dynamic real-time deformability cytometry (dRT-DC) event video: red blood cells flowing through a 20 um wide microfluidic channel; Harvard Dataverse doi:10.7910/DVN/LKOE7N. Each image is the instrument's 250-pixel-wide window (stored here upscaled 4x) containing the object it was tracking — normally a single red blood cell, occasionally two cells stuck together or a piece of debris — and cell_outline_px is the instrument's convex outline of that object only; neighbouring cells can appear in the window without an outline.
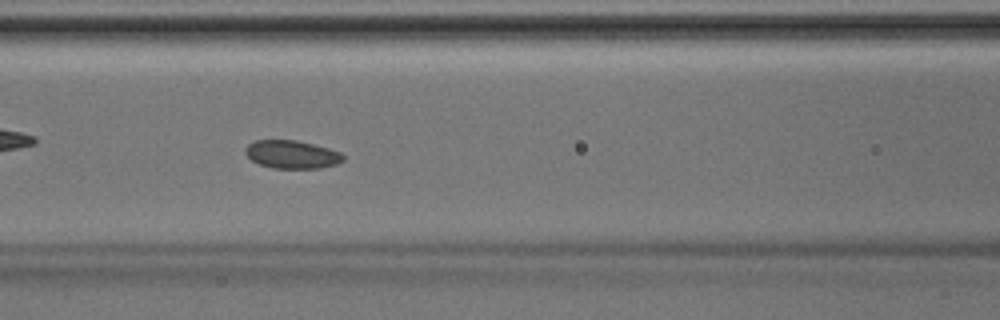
{"species": "Egyptian fruit bat (a non-hibernating species)", "species_latin": "Rousettus aegyptiacus", "temperature_condition": "room temperature", "stored_images_in_passage": 44, "camera_frame_rate_fps": 3000, "um_per_image_px": 0.085, "animal": {"sex": "male"}, "frame": {"image": 1, "passage_image": 19, "time_ms": 6.0, "image_size_px": [1000, 320], "cell_outline_px": [[344, 160], [336, 164], [320, 168], [272, 168], [260, 164], [252, 160], [244, 152], [244, 148], [248, 144], [256, 140], [296, 140], [328, 148], [340, 152], [344, 156]], "centroid_in_image_um": [24.8, 13.12], "position_along_channel_um": 141.8, "area_um2": 15.95}}